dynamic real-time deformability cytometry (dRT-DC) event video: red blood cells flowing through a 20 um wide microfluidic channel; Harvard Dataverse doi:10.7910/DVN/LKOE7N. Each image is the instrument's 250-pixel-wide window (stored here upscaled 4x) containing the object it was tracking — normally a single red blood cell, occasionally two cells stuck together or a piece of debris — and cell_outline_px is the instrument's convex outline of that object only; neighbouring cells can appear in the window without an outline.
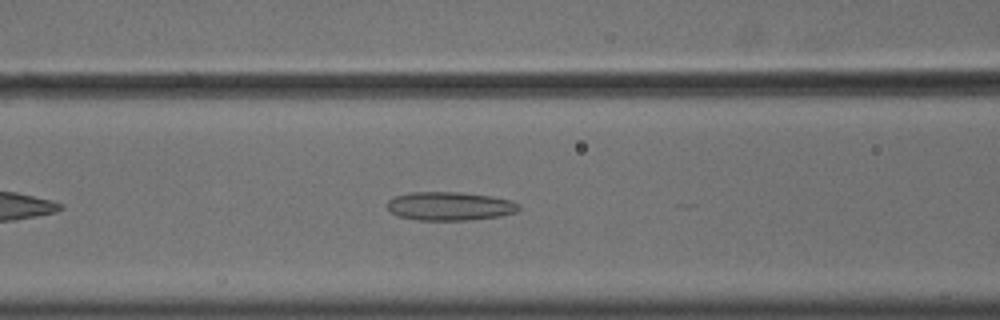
{"species": "common noctule bat (a hibernating species)", "species_latin": "Nyctalus noctula", "temperature_condition": "cold", "stored_images_in_passage": 43, "camera_frame_rate_fps": 3000, "um_per_image_px": 0.085, "animal": {"sex": "male", "body_mass_g": 18.8}, "frame": {"image": 1, "passage_image": 11, "time_ms": 3.333, "image_size_px": [1000, 320], "cell_outline_px": [[520, 208], [516, 212], [500, 216], [468, 220], [420, 220], [396, 216], [388, 208], [388, 200], [396, 196], [412, 192], [460, 192], [492, 196], [512, 200], [520, 204]], "centroid_in_image_um": [38.26, 17.52], "position_along_channel_um": 128.3, "area_um2": 21.96}}
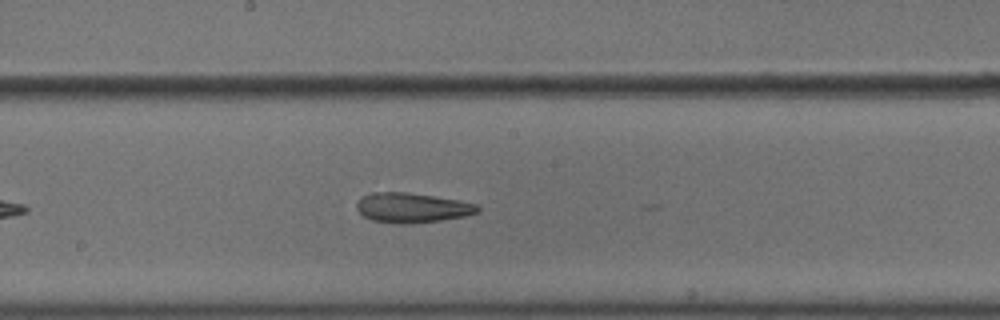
{"frame": {"image": 2, "passage_image": 18, "time_ms": 5.667, "image_size_px": [1000, 320], "cell_outline_px": [[480, 212], [464, 216], [440, 220], [408, 224], [396, 224], [372, 220], [364, 216], [356, 208], [356, 204], [360, 196], [372, 192], [408, 192], [460, 200], [476, 204], [480, 208]], "centroid_in_image_um": [35.01, 17.65], "position_along_channel_um": 213.2, "area_um2": 21.15}}
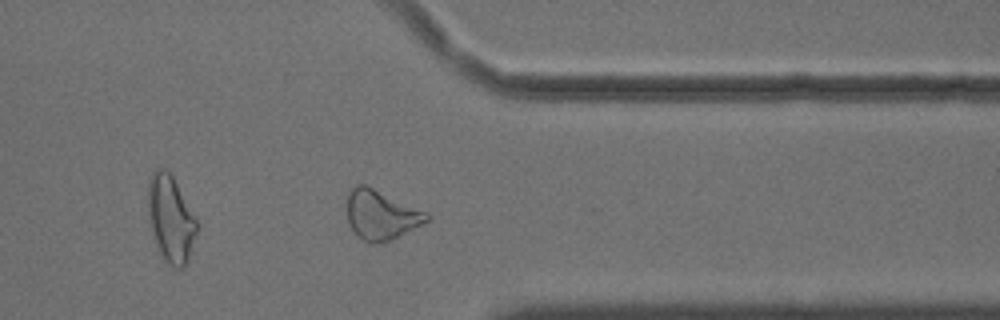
{"frame": {"image": 3, "passage_image": 32, "time_ms": 10.333, "image_size_px": [1000, 320], "cell_outline_px": [[432, 216], [428, 220], [380, 244], [372, 244], [364, 240], [348, 224], [348, 192], [356, 184], [364, 184], [428, 212]], "centroid_in_image_um": [32.38, 18.24], "position_along_channel_um": 379.0, "area_um2": 22.43}, "authors_computed_cell_mechanics": {"area_um2": 22.4264, "velocity_mm_per_s": 3.6228, "shape_relaxation_time_tau1_ms": null, "shape_relaxation_time_tau2_ms": 4.0901, "deformation_change_tau1": null, "deformation_change_tau2": 0.1352}}